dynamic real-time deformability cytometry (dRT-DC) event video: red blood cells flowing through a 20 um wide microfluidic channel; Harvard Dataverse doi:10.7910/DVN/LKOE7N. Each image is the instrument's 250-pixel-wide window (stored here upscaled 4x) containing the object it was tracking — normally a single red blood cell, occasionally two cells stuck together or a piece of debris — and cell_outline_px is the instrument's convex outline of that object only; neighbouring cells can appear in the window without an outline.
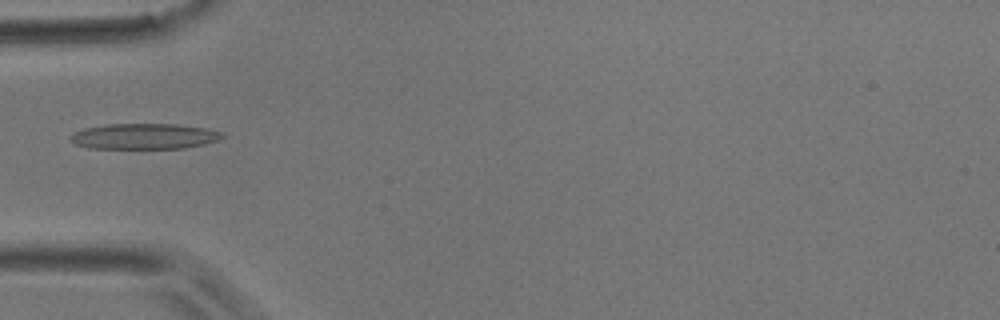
{"species": "common noctule bat (a hibernating species)", "species_latin": "Nyctalus noctula", "temperature_condition": "room temperature", "stored_images_in_passage": 4, "camera_frame_rate_fps": 3000, "um_per_image_px": 0.085, "animal": {"sex": "male", "body_mass_g": 17.9}, "frame": {"image": 1, "passage_image": 4, "time_ms": 1.0, "image_size_px": [1000, 320], "cell_outline_px": [[228, 136], [204, 144], [184, 148], [88, 148], [76, 144], [72, 140], [72, 132], [84, 128], [104, 124], [176, 124], [204, 128], [220, 132]], "centroid_in_image_um": [12.25, 11.58], "position_along_channel_um": 72.7, "area_um2": 22.54}}